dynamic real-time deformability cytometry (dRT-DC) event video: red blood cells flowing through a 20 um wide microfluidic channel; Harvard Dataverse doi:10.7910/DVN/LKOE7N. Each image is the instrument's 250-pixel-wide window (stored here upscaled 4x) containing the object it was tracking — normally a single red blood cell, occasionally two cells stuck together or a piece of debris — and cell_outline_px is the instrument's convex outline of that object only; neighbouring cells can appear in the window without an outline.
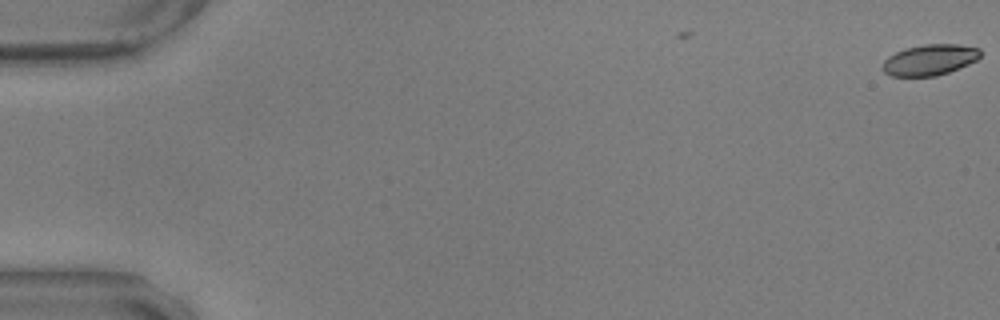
{"species": "common noctule bat (a hibernating species)", "species_latin": "Nyctalus noctula", "temperature_condition": "warm", "stored_images_in_passage": 2, "camera_frame_rate_fps": 3000, "um_per_image_px": 0.085, "animal": {"sex": "male", "body_mass_g": 17.9, "forearm_length_mm": 54.2}, "frame": {"image": 1, "passage_image": 2, "time_ms": 0.333, "image_size_px": [1000, 320], "cell_outline_px": [[980, 56], [976, 60], [968, 64], [948, 72], [936, 76], [892, 76], [884, 72], [880, 68], [884, 60], [888, 56], [904, 48], [924, 44], [956, 44], [980, 48]], "centroid_in_image_um": [78.99, 5.08], "position_along_channel_um": 6.0, "area_um2": 17.63}}